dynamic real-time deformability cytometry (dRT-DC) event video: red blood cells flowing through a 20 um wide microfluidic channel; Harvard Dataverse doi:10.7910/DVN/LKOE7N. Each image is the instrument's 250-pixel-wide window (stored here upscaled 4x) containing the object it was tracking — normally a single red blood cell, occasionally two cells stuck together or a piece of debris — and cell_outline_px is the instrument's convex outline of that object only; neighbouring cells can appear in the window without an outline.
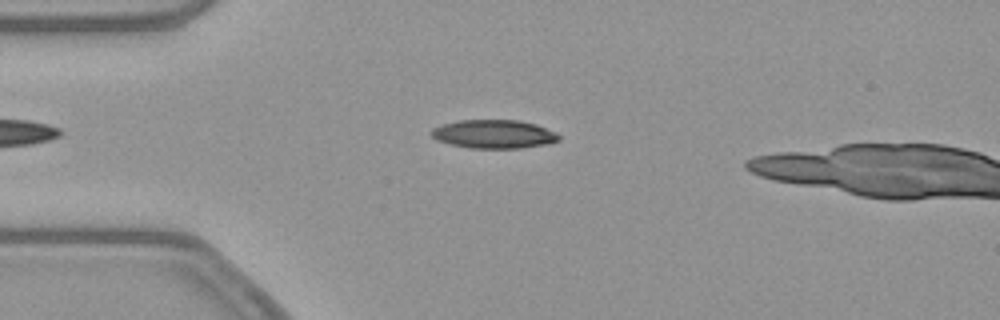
{"species": "common noctule bat (a hibernating species)", "species_latin": "Nyctalus noctula", "temperature_condition": "warm", "stored_images_in_passage": 47, "camera_frame_rate_fps": 3000, "um_per_image_px": 0.085, "animal": {"sex": "female", "body_mass_g": 21.9}, "frame": {"image": 1, "passage_image": 12, "time_ms": 3.667, "image_size_px": [1000, 320], "cell_outline_px": [[560, 140], [548, 144], [520, 148], [468, 148], [448, 144], [436, 140], [432, 136], [432, 128], [444, 124], [460, 120], [516, 120], [536, 124], [556, 132], [560, 136]], "centroid_in_image_um": [41.99, 11.4], "position_along_channel_um": 43.0, "area_um2": 21.27}}
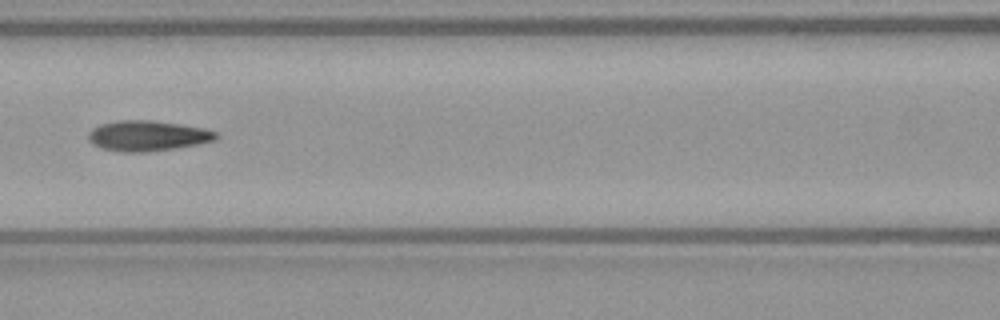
{"frame": {"image": 2, "passage_image": 22, "time_ms": 7.0, "image_size_px": [1000, 320], "cell_outline_px": [[220, 136], [216, 140], [176, 148], [148, 152], [120, 152], [100, 148], [92, 144], [88, 140], [88, 132], [92, 128], [100, 124], [116, 120], [148, 120], [180, 124], [204, 128], [216, 132]], "centroid_in_image_um": [12.51, 11.54], "position_along_channel_um": 154.1, "area_um2": 22.83}}
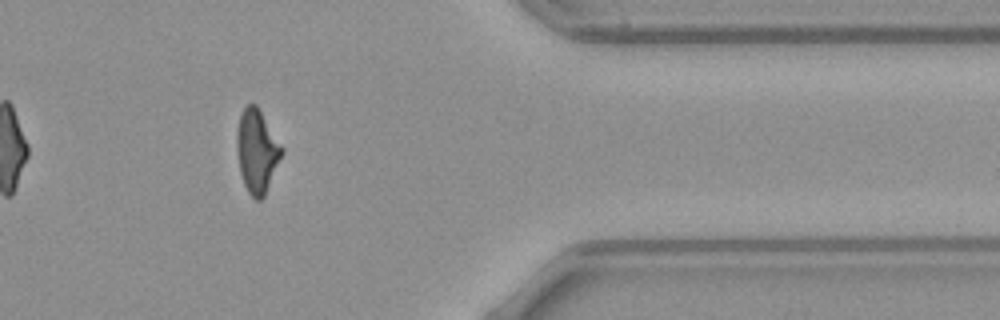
{"frame": {"image": 3, "passage_image": 42, "time_ms": 13.667, "image_size_px": [1000, 320], "cell_outline_px": [[284, 152], [264, 196], [260, 200], [256, 200], [248, 192], [244, 184], [240, 172], [236, 148], [236, 132], [240, 116], [244, 108], [248, 104], [256, 104], [284, 148]], "centroid_in_image_um": [21.84, 12.84], "position_along_channel_um": 389.6, "area_um2": 21.79}, "authors_computed_cell_mechanics": {"area_um2": 21.5594, "velocity_mm_per_s": 3.8782, "shape_relaxation_time_tau1_ms": null, "shape_relaxation_time_tau2_ms": 2.5379, "deformation_change_tau1": null, "deformation_change_tau2": 0.101}}